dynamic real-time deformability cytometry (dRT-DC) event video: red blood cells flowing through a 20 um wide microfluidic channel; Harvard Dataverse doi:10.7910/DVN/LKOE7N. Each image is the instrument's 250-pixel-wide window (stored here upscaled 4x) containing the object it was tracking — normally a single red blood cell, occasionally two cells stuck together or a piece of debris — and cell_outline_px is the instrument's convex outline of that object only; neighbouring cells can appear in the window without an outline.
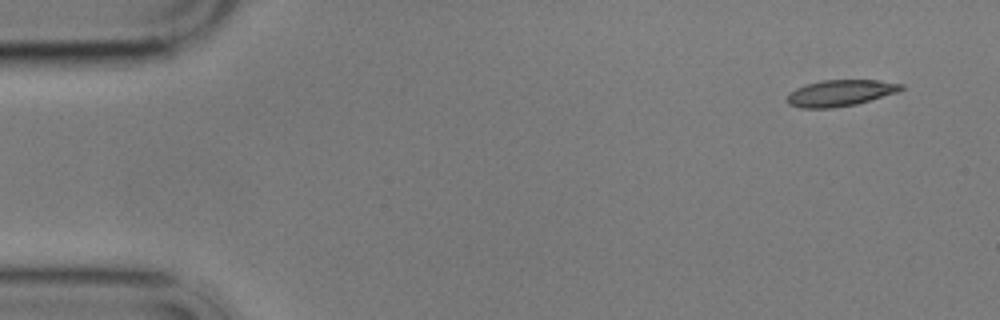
{"species": "common noctule bat (a hibernating species)", "species_latin": "Nyctalus noctula", "temperature_condition": "cold", "stored_images_in_passage": 5, "segment_of_instrument_passage": [2, 2], "camera_frame_rate_fps": 3000, "um_per_image_px": 0.085, "animal": {"sex": "male", "body_mass_g": 17.9}, "frame": {"image": 1, "passage_image": 5, "time_ms": 5.333, "image_size_px": [1000, 320], "cell_outline_px": [[904, 88], [896, 92], [856, 104], [832, 108], [800, 108], [788, 104], [784, 100], [788, 92], [796, 88], [808, 84], [824, 80], [880, 80], [904, 84]], "centroid_in_image_um": [71.37, 7.91], "position_along_channel_um": 13.6, "area_um2": 17.51}}